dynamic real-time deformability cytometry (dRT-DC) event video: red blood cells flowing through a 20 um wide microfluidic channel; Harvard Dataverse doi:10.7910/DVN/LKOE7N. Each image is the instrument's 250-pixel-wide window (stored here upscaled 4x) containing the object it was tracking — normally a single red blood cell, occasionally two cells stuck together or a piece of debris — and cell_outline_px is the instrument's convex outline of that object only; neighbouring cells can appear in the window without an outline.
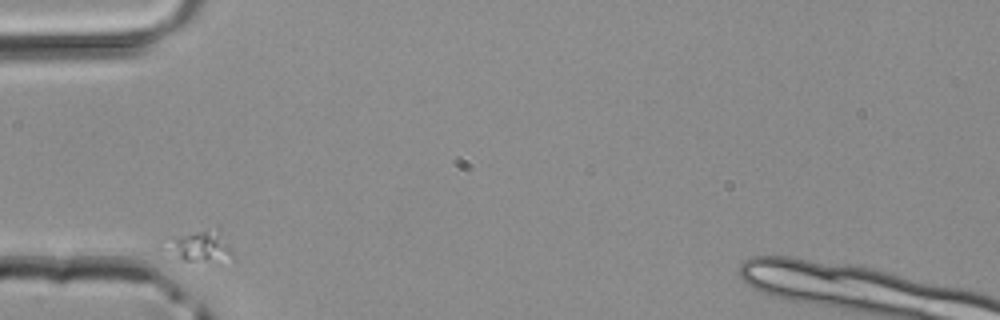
{"species": "common noctule bat (a hibernating species)", "species_latin": "Nyctalus noctula", "temperature_condition": "room temperature", "stored_images_in_passage": 27, "camera_frame_rate_fps": 3000, "um_per_image_px": 0.085, "animal": {"sex": "male", "body_mass_g": 20.4}, "frame": {"image": 1, "passage_image": 1, "time_ms": 0.0, "image_size_px": [1000, 320], "cell_outline_px": [[236, 256], [216, 264], [180, 260], [156, 248], [156, 244], [172, 236], [204, 228], [216, 228], [232, 248]], "centroid_in_image_um": [16.85, 20.96], "position_along_channel_um": 68.1, "area_um2": 13.81}}
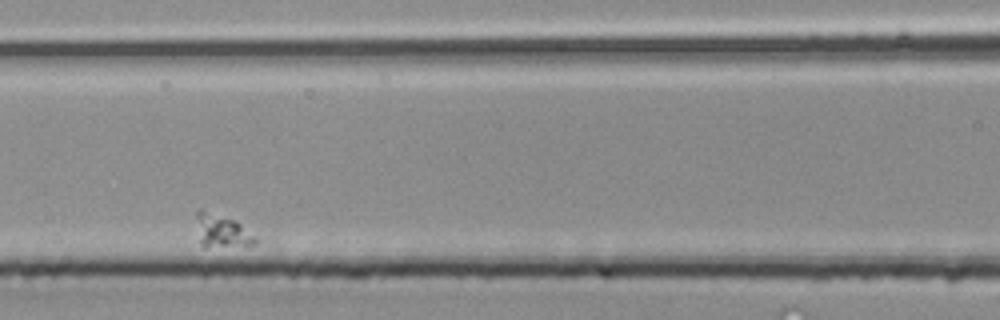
{"frame": {"image": 2, "passage_image": 8, "time_ms": 2.333, "image_size_px": [1000, 320], "cell_outline_px": [[256, 244], [248, 248], [204, 248], [200, 244], [196, 216], [196, 212], [200, 208], [236, 220], [256, 236]], "centroid_in_image_um": [18.9, 19.7], "position_along_channel_um": 147.7, "area_um2": 12.14}}